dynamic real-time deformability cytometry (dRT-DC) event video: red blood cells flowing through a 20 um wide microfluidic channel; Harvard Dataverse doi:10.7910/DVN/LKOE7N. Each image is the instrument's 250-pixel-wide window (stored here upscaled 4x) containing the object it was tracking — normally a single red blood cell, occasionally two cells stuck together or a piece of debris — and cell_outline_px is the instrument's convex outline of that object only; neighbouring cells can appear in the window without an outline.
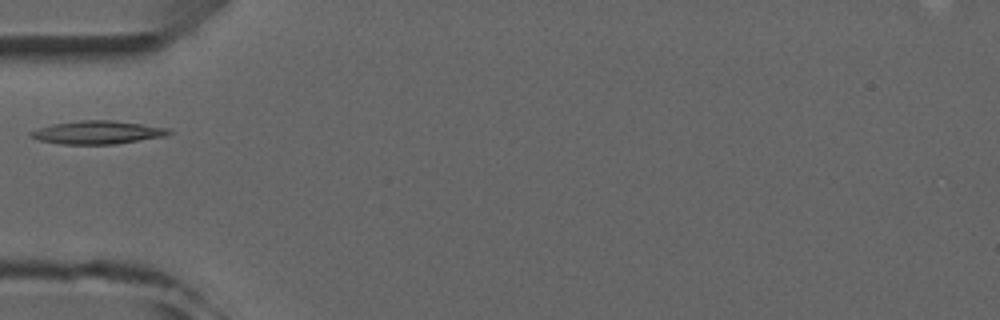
{"species": "common noctule bat (a hibernating species)", "species_latin": "Nyctalus noctula", "temperature_condition": "room temperature", "stored_images_in_passage": 4, "camera_frame_rate_fps": 3000, "um_per_image_px": 0.085, "animal": {"sex": "male", "forearm_length_mm": 52.5}, "frame": {"image": 1, "passage_image": 3, "time_ms": 2.333, "image_size_px": [1000, 320], "cell_outline_px": [[172, 132], [164, 136], [116, 144], [64, 144], [40, 140], [28, 136], [28, 132], [52, 124], [80, 120], [112, 120], [168, 128]], "centroid_in_image_um": [8.26, 11.25], "position_along_channel_um": 76.7, "area_um2": 18.44}}
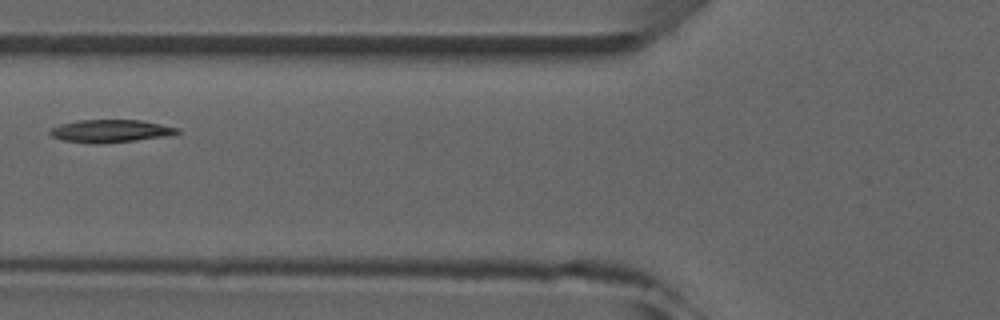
{"frame": {"image": 2, "passage_image": 4, "time_ms": 3.333, "image_size_px": [1000, 320], "cell_outline_px": [[180, 132], [164, 136], [136, 140], [60, 140], [52, 136], [48, 132], [52, 128], [60, 124], [76, 120], [140, 120], [180, 128]], "centroid_in_image_um": [9.42, 11.07], "position_along_channel_um": 116.4, "area_um2": 15.66}}